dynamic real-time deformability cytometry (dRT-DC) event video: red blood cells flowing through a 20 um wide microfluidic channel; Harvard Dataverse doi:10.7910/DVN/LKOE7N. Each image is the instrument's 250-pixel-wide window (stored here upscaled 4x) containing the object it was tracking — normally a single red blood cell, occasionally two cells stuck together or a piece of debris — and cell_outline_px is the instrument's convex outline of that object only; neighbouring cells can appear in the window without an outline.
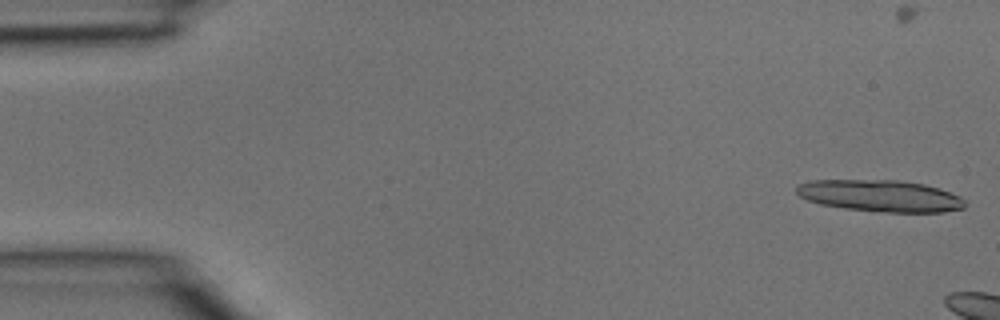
{"species": "common noctule bat (a hibernating species)", "species_latin": "Nyctalus noctula", "temperature_condition": "room temperature", "stored_images_in_passage": 5, "camera_frame_rate_fps": 3000, "um_per_image_px": 0.085, "animal": {"sex": "male", "body_mass_g": 15.6}, "frame": {"image": 1, "passage_image": 1, "time_ms": 0.0, "image_size_px": [1000, 320], "cell_outline_px": [[964, 208], [944, 212], [888, 212], [844, 208], [820, 204], [808, 200], [800, 196], [796, 192], [796, 188], [800, 184], [812, 180], [900, 180], [924, 184], [940, 188], [960, 196], [964, 200]], "centroid_in_image_um": [74.85, 16.64], "position_along_channel_um": 10.2, "area_um2": 31.04}}